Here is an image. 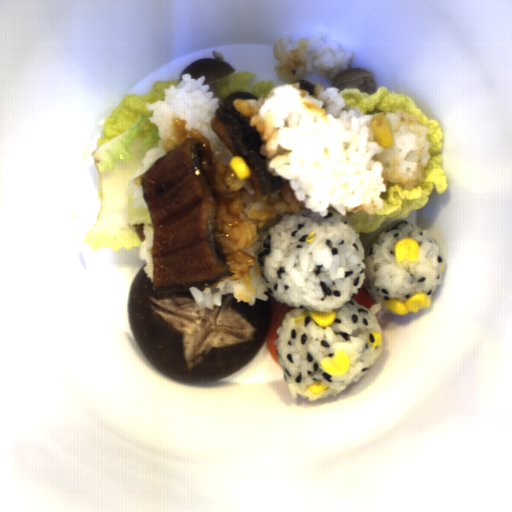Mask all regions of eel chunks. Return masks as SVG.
<instances>
[{
  "instance_id": "eel-chunks-3",
  "label": "eel chunks",
  "mask_w": 512,
  "mask_h": 512,
  "mask_svg": "<svg viewBox=\"0 0 512 512\" xmlns=\"http://www.w3.org/2000/svg\"><path fill=\"white\" fill-rule=\"evenodd\" d=\"M296 82L299 84L301 90H307L309 95H312V96L315 95V90H316L315 84L311 83L308 80L302 79V78L300 80H297Z\"/></svg>"
},
{
  "instance_id": "eel-chunks-2",
  "label": "eel chunks",
  "mask_w": 512,
  "mask_h": 512,
  "mask_svg": "<svg viewBox=\"0 0 512 512\" xmlns=\"http://www.w3.org/2000/svg\"><path fill=\"white\" fill-rule=\"evenodd\" d=\"M236 99L257 97L240 90L225 95L219 99L209 125L233 157L245 160L250 170L246 179L259 198L282 189L287 182L269 172L267 159L261 153L262 140L256 128L250 125L249 117L233 105Z\"/></svg>"
},
{
  "instance_id": "eel-chunks-1",
  "label": "eel chunks",
  "mask_w": 512,
  "mask_h": 512,
  "mask_svg": "<svg viewBox=\"0 0 512 512\" xmlns=\"http://www.w3.org/2000/svg\"><path fill=\"white\" fill-rule=\"evenodd\" d=\"M201 142L182 141L144 172V203L153 224V293L205 289L227 274L215 240L218 204L202 170Z\"/></svg>"
}]
</instances>
